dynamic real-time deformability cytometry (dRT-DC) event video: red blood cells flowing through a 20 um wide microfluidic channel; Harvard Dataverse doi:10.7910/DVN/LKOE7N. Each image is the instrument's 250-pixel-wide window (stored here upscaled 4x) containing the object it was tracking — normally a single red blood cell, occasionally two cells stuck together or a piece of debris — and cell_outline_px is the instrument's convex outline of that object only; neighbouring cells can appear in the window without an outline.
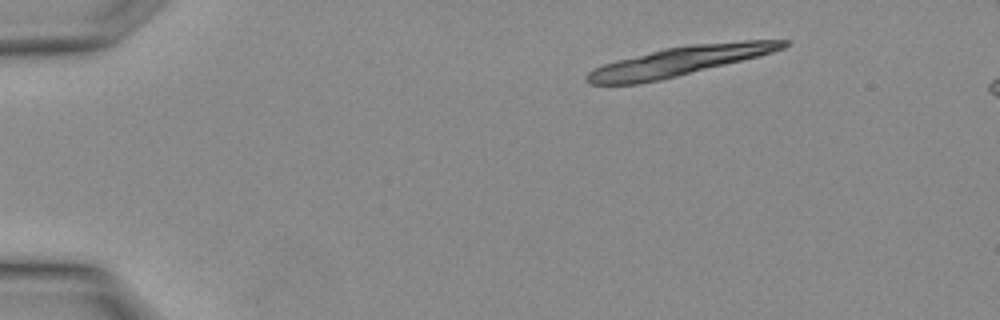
{"species": "Egyptian fruit bat (a non-hibernating species)", "species_latin": "Rousettus aegyptiacus", "temperature_condition": "warm", "stored_images_in_passage": 2, "camera_frame_rate_fps": 3000, "um_per_image_px": 0.085, "animal": {"sex": "female"}, "frame": {"image": 1, "passage_image": 1, "time_ms": 0.0, "image_size_px": [1000, 320], "cell_outline_px": [[792, 44], [784, 48], [760, 56], [660, 80], [640, 84], [588, 84], [584, 80], [584, 76], [588, 72], [604, 64], [616, 60], [664, 48], [692, 44], [744, 40], [792, 40]], "centroid_in_image_um": [57.78, 5.19], "position_along_channel_um": 27.2, "area_um2": 33.52}}